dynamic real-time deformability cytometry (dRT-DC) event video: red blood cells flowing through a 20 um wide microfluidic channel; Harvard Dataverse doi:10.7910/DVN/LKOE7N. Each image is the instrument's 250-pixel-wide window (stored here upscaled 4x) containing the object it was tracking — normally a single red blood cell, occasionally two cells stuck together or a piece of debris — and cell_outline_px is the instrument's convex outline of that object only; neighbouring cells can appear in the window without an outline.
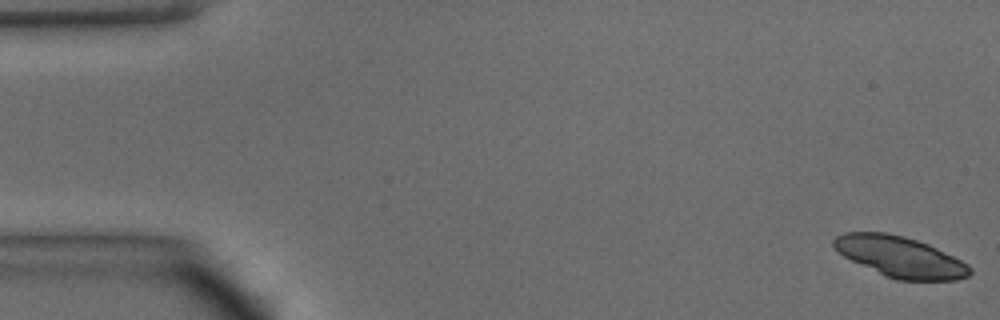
{"species": "common noctule bat (a hibernating species)", "species_latin": "Nyctalus noctula", "temperature_condition": "warm", "stored_images_in_passage": 48, "camera_frame_rate_fps": 3000, "um_per_image_px": 0.085, "animal": {"sex": "male", "body_mass_g": 15.6}, "frame": {"image": 1, "passage_image": 1, "time_ms": 0.0, "image_size_px": [1000, 320], "cell_outline_px": [[972, 272], [968, 276], [956, 280], [896, 280], [884, 276], [844, 256], [832, 244], [832, 240], [836, 236], [844, 232], [884, 232], [904, 236], [928, 244], [968, 264], [972, 268]], "centroid_in_image_um": [76.51, 21.83], "position_along_channel_um": 8.5, "area_um2": 32.08}}
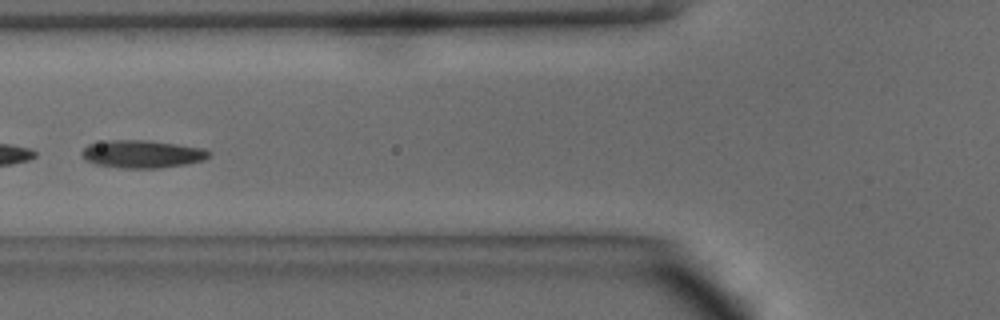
{"frame": {"image": 2, "passage_image": 19, "time_ms": 6.0, "image_size_px": [1000, 320], "cell_outline_px": [[212, 152], [204, 160], [184, 164], [160, 168], [120, 168], [96, 164], [84, 160], [80, 152], [88, 144], [108, 140], [148, 140], [204, 148]], "centroid_in_image_um": [12.06, 13.09], "position_along_channel_um": 113.7, "area_um2": 20.63}, "authors_computed_cell_mechanics": {"area_um2": 20.3167, "velocity_mm_per_s": 4.1049, "shape_relaxation_time_tau1_ms": 2.8467, "shape_relaxation_time_tau2_ms": 3.6097, "deformation_change_tau1": 0.1172, "deformation_change_tau2": 0.0857}}